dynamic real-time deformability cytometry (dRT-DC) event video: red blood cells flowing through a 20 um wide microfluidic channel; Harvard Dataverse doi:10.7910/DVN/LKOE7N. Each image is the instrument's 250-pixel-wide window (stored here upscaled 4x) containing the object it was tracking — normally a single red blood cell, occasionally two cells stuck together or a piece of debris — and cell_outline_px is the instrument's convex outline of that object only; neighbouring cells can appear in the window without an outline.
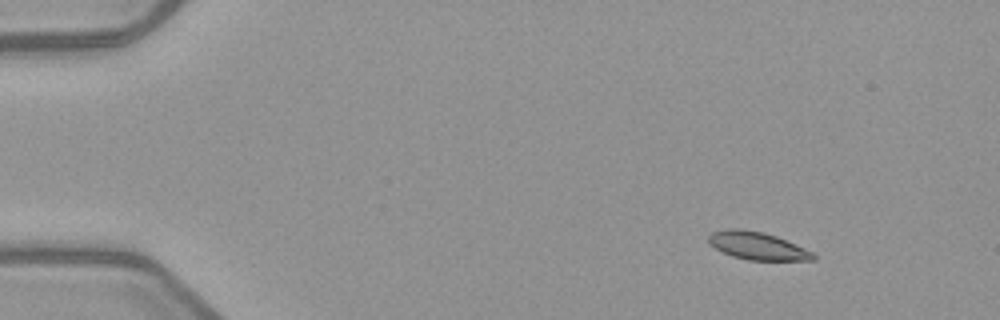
{"species": "common noctule bat (a hibernating species)", "species_latin": "Nyctalus noctula", "temperature_condition": "warm", "stored_images_in_passage": 5, "camera_frame_rate_fps": 3000, "um_per_image_px": 0.085, "animal": {"sex": "female", "body_mass_g": 21.9}, "frame": {"image": 1, "passage_image": 1, "time_ms": 0.0, "image_size_px": [1000, 320], "cell_outline_px": [[816, 260], [748, 260], [732, 256], [716, 248], [708, 240], [708, 236], [712, 232], [728, 228], [740, 228], [764, 232], [776, 236], [804, 248], [812, 252], [816, 256]], "centroid_in_image_um": [64.38, 20.89], "position_along_channel_um": 20.6, "area_um2": 16.76}}
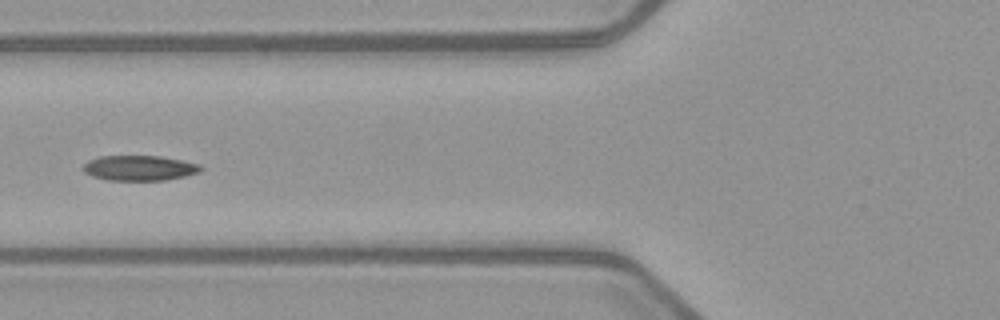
{"frame": {"image": 2, "passage_image": 5, "time_ms": 5.0, "image_size_px": [1000, 320], "cell_outline_px": [[204, 168], [200, 172], [184, 176], [164, 180], [108, 180], [92, 176], [84, 172], [80, 168], [88, 160], [100, 156], [160, 156], [200, 164]], "centroid_in_image_um": [11.83, 14.28], "position_along_channel_um": 114.0, "area_um2": 17.28}}